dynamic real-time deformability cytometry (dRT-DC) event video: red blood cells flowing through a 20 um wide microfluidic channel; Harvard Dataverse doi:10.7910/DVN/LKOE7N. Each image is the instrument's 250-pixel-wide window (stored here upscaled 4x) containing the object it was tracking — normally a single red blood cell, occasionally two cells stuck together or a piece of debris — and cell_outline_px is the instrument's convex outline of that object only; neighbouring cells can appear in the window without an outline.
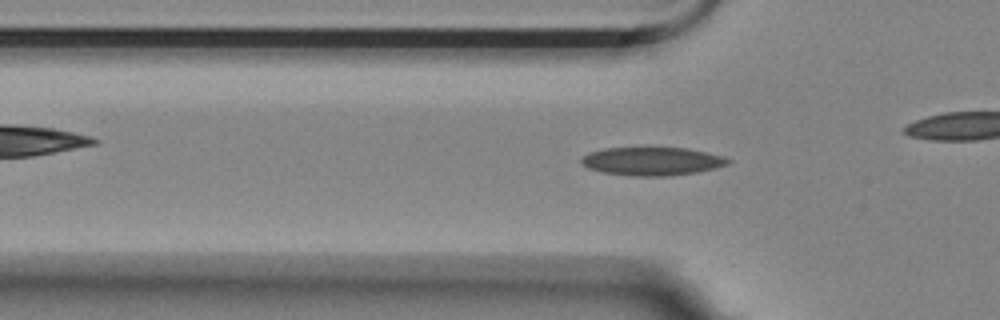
{"species": "Egyptian fruit bat (a non-hibernating species)", "species_latin": "Rousettus aegyptiacus", "temperature_condition": "room temperature", "stored_images_in_passage": 48, "camera_frame_rate_fps": 3000, "um_per_image_px": 0.085, "animal": {"sex": "female"}, "frame": {"image": 1, "passage_image": 16, "time_ms": 5.0, "image_size_px": [1000, 320], "cell_outline_px": [[732, 160], [728, 164], [700, 172], [668, 176], [632, 176], [604, 172], [588, 168], [580, 164], [580, 160], [588, 152], [604, 148], [648, 144], [688, 148], [720, 156]], "centroid_in_image_um": [55.37, 13.65], "position_along_channel_um": 70.4, "area_um2": 25.32}}
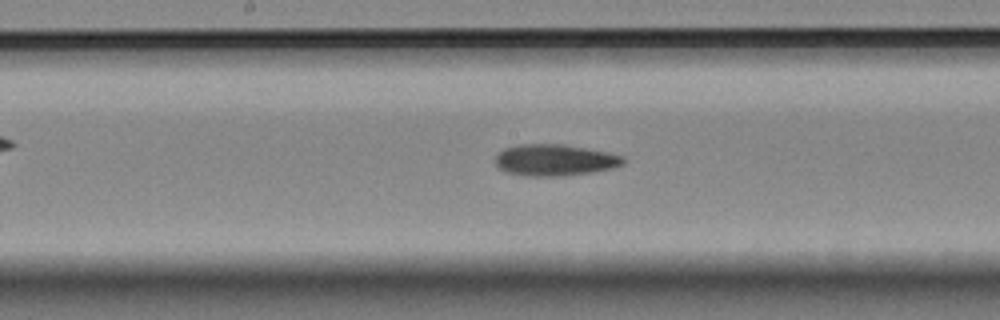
{"frame": {"image": 2, "passage_image": 27, "time_ms": 8.667, "image_size_px": [1000, 320], "cell_outline_px": [[628, 160], [624, 164], [612, 168], [592, 172], [564, 176], [528, 176], [508, 172], [500, 168], [496, 164], [496, 156], [504, 148], [520, 144], [564, 144], [608, 152], [624, 156]], "centroid_in_image_um": [47.21, 13.6], "position_along_channel_um": 201.0, "area_um2": 23.52}}
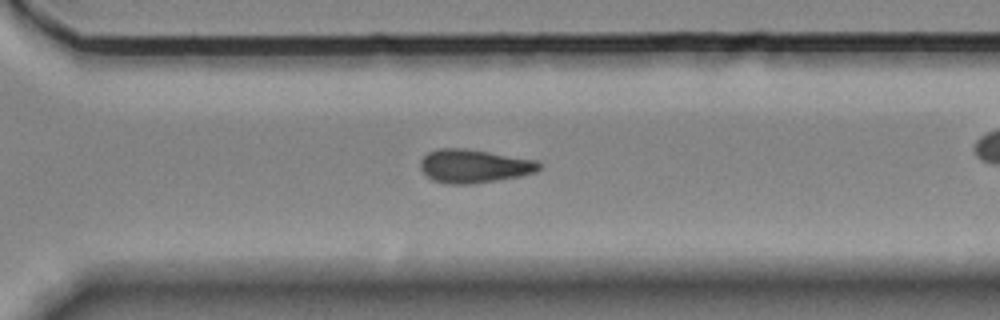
{"frame": {"image": 3, "passage_image": 38, "time_ms": 12.333, "image_size_px": [1000, 320], "cell_outline_px": [[540, 168], [536, 172], [520, 176], [472, 184], [444, 184], [432, 180], [420, 168], [420, 160], [428, 152], [440, 148], [464, 148], [536, 160], [540, 164]], "centroid_in_image_um": [40.26, 14.12], "position_along_channel_um": 330.3, "area_um2": 23.06}}